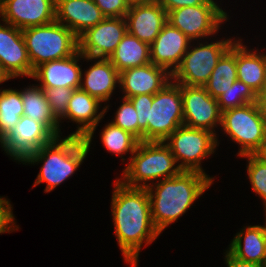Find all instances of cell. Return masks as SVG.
Wrapping results in <instances>:
<instances>
[{"instance_id": "30", "label": "cell", "mask_w": 266, "mask_h": 267, "mask_svg": "<svg viewBox=\"0 0 266 267\" xmlns=\"http://www.w3.org/2000/svg\"><path fill=\"white\" fill-rule=\"evenodd\" d=\"M102 130L100 136L103 147L110 153L121 155L123 162L125 160L123 155L130 152L129 154L132 156L140 142L134 135L114 125L112 122L105 125Z\"/></svg>"}, {"instance_id": "18", "label": "cell", "mask_w": 266, "mask_h": 267, "mask_svg": "<svg viewBox=\"0 0 266 267\" xmlns=\"http://www.w3.org/2000/svg\"><path fill=\"white\" fill-rule=\"evenodd\" d=\"M83 58L78 50L67 58L42 63L34 69L31 78L41 82L39 87L79 89L83 70L78 62Z\"/></svg>"}, {"instance_id": "3", "label": "cell", "mask_w": 266, "mask_h": 267, "mask_svg": "<svg viewBox=\"0 0 266 267\" xmlns=\"http://www.w3.org/2000/svg\"><path fill=\"white\" fill-rule=\"evenodd\" d=\"M129 160L123 170V178H118L128 187L148 188L150 181L154 184V180L158 182L157 179L171 178L182 172L164 141L139 142Z\"/></svg>"}, {"instance_id": "11", "label": "cell", "mask_w": 266, "mask_h": 267, "mask_svg": "<svg viewBox=\"0 0 266 267\" xmlns=\"http://www.w3.org/2000/svg\"><path fill=\"white\" fill-rule=\"evenodd\" d=\"M126 32L125 18H104L78 37L79 52L88 62L93 58L109 59Z\"/></svg>"}, {"instance_id": "24", "label": "cell", "mask_w": 266, "mask_h": 267, "mask_svg": "<svg viewBox=\"0 0 266 267\" xmlns=\"http://www.w3.org/2000/svg\"><path fill=\"white\" fill-rule=\"evenodd\" d=\"M242 40H236L237 79L259 94L266 81V53L251 51Z\"/></svg>"}, {"instance_id": "38", "label": "cell", "mask_w": 266, "mask_h": 267, "mask_svg": "<svg viewBox=\"0 0 266 267\" xmlns=\"http://www.w3.org/2000/svg\"><path fill=\"white\" fill-rule=\"evenodd\" d=\"M208 0H158V3L167 11L185 7V6H197L203 5Z\"/></svg>"}, {"instance_id": "7", "label": "cell", "mask_w": 266, "mask_h": 267, "mask_svg": "<svg viewBox=\"0 0 266 267\" xmlns=\"http://www.w3.org/2000/svg\"><path fill=\"white\" fill-rule=\"evenodd\" d=\"M182 125L181 84L171 80L149 102L148 141H164Z\"/></svg>"}, {"instance_id": "19", "label": "cell", "mask_w": 266, "mask_h": 267, "mask_svg": "<svg viewBox=\"0 0 266 267\" xmlns=\"http://www.w3.org/2000/svg\"><path fill=\"white\" fill-rule=\"evenodd\" d=\"M127 32L151 44L168 22L167 11L159 3L130 4L125 16Z\"/></svg>"}, {"instance_id": "17", "label": "cell", "mask_w": 266, "mask_h": 267, "mask_svg": "<svg viewBox=\"0 0 266 267\" xmlns=\"http://www.w3.org/2000/svg\"><path fill=\"white\" fill-rule=\"evenodd\" d=\"M172 80V75L163 67L152 62L120 72L119 86L123 98L141 94L154 95Z\"/></svg>"}, {"instance_id": "26", "label": "cell", "mask_w": 266, "mask_h": 267, "mask_svg": "<svg viewBox=\"0 0 266 267\" xmlns=\"http://www.w3.org/2000/svg\"><path fill=\"white\" fill-rule=\"evenodd\" d=\"M22 90L23 115L44 123L52 132L60 129V121L52 113L45 92L39 86Z\"/></svg>"}, {"instance_id": "32", "label": "cell", "mask_w": 266, "mask_h": 267, "mask_svg": "<svg viewBox=\"0 0 266 267\" xmlns=\"http://www.w3.org/2000/svg\"><path fill=\"white\" fill-rule=\"evenodd\" d=\"M247 158V173L253 192L258 194L263 200L266 212V163L259 159L255 154L241 156Z\"/></svg>"}, {"instance_id": "25", "label": "cell", "mask_w": 266, "mask_h": 267, "mask_svg": "<svg viewBox=\"0 0 266 267\" xmlns=\"http://www.w3.org/2000/svg\"><path fill=\"white\" fill-rule=\"evenodd\" d=\"M109 60L119 72L146 65L151 62L150 44L126 32Z\"/></svg>"}, {"instance_id": "29", "label": "cell", "mask_w": 266, "mask_h": 267, "mask_svg": "<svg viewBox=\"0 0 266 267\" xmlns=\"http://www.w3.org/2000/svg\"><path fill=\"white\" fill-rule=\"evenodd\" d=\"M23 116L22 90L0 89V139L14 128Z\"/></svg>"}, {"instance_id": "39", "label": "cell", "mask_w": 266, "mask_h": 267, "mask_svg": "<svg viewBox=\"0 0 266 267\" xmlns=\"http://www.w3.org/2000/svg\"><path fill=\"white\" fill-rule=\"evenodd\" d=\"M225 262L227 267H265L257 263L240 260L233 256L228 250L225 252Z\"/></svg>"}, {"instance_id": "23", "label": "cell", "mask_w": 266, "mask_h": 267, "mask_svg": "<svg viewBox=\"0 0 266 267\" xmlns=\"http://www.w3.org/2000/svg\"><path fill=\"white\" fill-rule=\"evenodd\" d=\"M100 106L101 102L97 98L80 88L75 89L69 100L66 114L62 118L78 123L77 130H88L94 135L100 120L104 118V114L109 109V105H107L98 113Z\"/></svg>"}, {"instance_id": "21", "label": "cell", "mask_w": 266, "mask_h": 267, "mask_svg": "<svg viewBox=\"0 0 266 267\" xmlns=\"http://www.w3.org/2000/svg\"><path fill=\"white\" fill-rule=\"evenodd\" d=\"M93 59L95 63L81 74L84 78H81L80 89L97 98L101 103L107 102L119 84L120 72L109 59Z\"/></svg>"}, {"instance_id": "41", "label": "cell", "mask_w": 266, "mask_h": 267, "mask_svg": "<svg viewBox=\"0 0 266 267\" xmlns=\"http://www.w3.org/2000/svg\"><path fill=\"white\" fill-rule=\"evenodd\" d=\"M255 155L266 163V140L261 145L260 149L255 153Z\"/></svg>"}, {"instance_id": "4", "label": "cell", "mask_w": 266, "mask_h": 267, "mask_svg": "<svg viewBox=\"0 0 266 267\" xmlns=\"http://www.w3.org/2000/svg\"><path fill=\"white\" fill-rule=\"evenodd\" d=\"M22 34L33 70L42 63L67 58L79 50L78 37L56 20L23 29Z\"/></svg>"}, {"instance_id": "16", "label": "cell", "mask_w": 266, "mask_h": 267, "mask_svg": "<svg viewBox=\"0 0 266 267\" xmlns=\"http://www.w3.org/2000/svg\"><path fill=\"white\" fill-rule=\"evenodd\" d=\"M191 42L178 28L167 22L150 44L151 62L165 68L172 75L180 66Z\"/></svg>"}, {"instance_id": "27", "label": "cell", "mask_w": 266, "mask_h": 267, "mask_svg": "<svg viewBox=\"0 0 266 267\" xmlns=\"http://www.w3.org/2000/svg\"><path fill=\"white\" fill-rule=\"evenodd\" d=\"M237 80L236 41L221 56L208 82L204 85L207 92L215 99L227 91Z\"/></svg>"}, {"instance_id": "33", "label": "cell", "mask_w": 266, "mask_h": 267, "mask_svg": "<svg viewBox=\"0 0 266 267\" xmlns=\"http://www.w3.org/2000/svg\"><path fill=\"white\" fill-rule=\"evenodd\" d=\"M122 104L115 113V118L111 121L114 125L131 133L139 140V125L137 112L132 102L122 97Z\"/></svg>"}, {"instance_id": "9", "label": "cell", "mask_w": 266, "mask_h": 267, "mask_svg": "<svg viewBox=\"0 0 266 267\" xmlns=\"http://www.w3.org/2000/svg\"><path fill=\"white\" fill-rule=\"evenodd\" d=\"M229 15L217 2L208 0L203 5L185 6L167 13L168 23L178 28L192 42L216 34Z\"/></svg>"}, {"instance_id": "44", "label": "cell", "mask_w": 266, "mask_h": 267, "mask_svg": "<svg viewBox=\"0 0 266 267\" xmlns=\"http://www.w3.org/2000/svg\"><path fill=\"white\" fill-rule=\"evenodd\" d=\"M257 98H266V81L263 90L259 94H257Z\"/></svg>"}, {"instance_id": "22", "label": "cell", "mask_w": 266, "mask_h": 267, "mask_svg": "<svg viewBox=\"0 0 266 267\" xmlns=\"http://www.w3.org/2000/svg\"><path fill=\"white\" fill-rule=\"evenodd\" d=\"M227 250L240 260L266 266V221L262 226L244 227L235 235Z\"/></svg>"}, {"instance_id": "43", "label": "cell", "mask_w": 266, "mask_h": 267, "mask_svg": "<svg viewBox=\"0 0 266 267\" xmlns=\"http://www.w3.org/2000/svg\"><path fill=\"white\" fill-rule=\"evenodd\" d=\"M130 3H158V0H130Z\"/></svg>"}, {"instance_id": "20", "label": "cell", "mask_w": 266, "mask_h": 267, "mask_svg": "<svg viewBox=\"0 0 266 267\" xmlns=\"http://www.w3.org/2000/svg\"><path fill=\"white\" fill-rule=\"evenodd\" d=\"M106 18L93 0H56L55 20L77 37Z\"/></svg>"}, {"instance_id": "1", "label": "cell", "mask_w": 266, "mask_h": 267, "mask_svg": "<svg viewBox=\"0 0 266 267\" xmlns=\"http://www.w3.org/2000/svg\"><path fill=\"white\" fill-rule=\"evenodd\" d=\"M111 199L117 243L125 262L137 267L143 243L149 245L160 235L151 218L147 188L128 187L117 179Z\"/></svg>"}, {"instance_id": "5", "label": "cell", "mask_w": 266, "mask_h": 267, "mask_svg": "<svg viewBox=\"0 0 266 267\" xmlns=\"http://www.w3.org/2000/svg\"><path fill=\"white\" fill-rule=\"evenodd\" d=\"M221 129L239 144L237 156L255 154L266 140V125L256 103L222 112Z\"/></svg>"}, {"instance_id": "42", "label": "cell", "mask_w": 266, "mask_h": 267, "mask_svg": "<svg viewBox=\"0 0 266 267\" xmlns=\"http://www.w3.org/2000/svg\"><path fill=\"white\" fill-rule=\"evenodd\" d=\"M9 79H13L10 74L4 69V67L0 64V84L8 81Z\"/></svg>"}, {"instance_id": "15", "label": "cell", "mask_w": 266, "mask_h": 267, "mask_svg": "<svg viewBox=\"0 0 266 267\" xmlns=\"http://www.w3.org/2000/svg\"><path fill=\"white\" fill-rule=\"evenodd\" d=\"M4 24V25H3ZM0 24V64L12 78L20 76L32 77L34 70L22 30L4 23Z\"/></svg>"}, {"instance_id": "31", "label": "cell", "mask_w": 266, "mask_h": 267, "mask_svg": "<svg viewBox=\"0 0 266 267\" xmlns=\"http://www.w3.org/2000/svg\"><path fill=\"white\" fill-rule=\"evenodd\" d=\"M257 94L252 88L238 79L232 86L217 98V103L221 112L256 103Z\"/></svg>"}, {"instance_id": "37", "label": "cell", "mask_w": 266, "mask_h": 267, "mask_svg": "<svg viewBox=\"0 0 266 267\" xmlns=\"http://www.w3.org/2000/svg\"><path fill=\"white\" fill-rule=\"evenodd\" d=\"M12 205L5 197H0V234L18 230L15 217L12 212Z\"/></svg>"}, {"instance_id": "28", "label": "cell", "mask_w": 266, "mask_h": 267, "mask_svg": "<svg viewBox=\"0 0 266 267\" xmlns=\"http://www.w3.org/2000/svg\"><path fill=\"white\" fill-rule=\"evenodd\" d=\"M61 129L51 133V143L67 158L80 166L86 158L93 135L88 130H77L61 139Z\"/></svg>"}, {"instance_id": "12", "label": "cell", "mask_w": 266, "mask_h": 267, "mask_svg": "<svg viewBox=\"0 0 266 267\" xmlns=\"http://www.w3.org/2000/svg\"><path fill=\"white\" fill-rule=\"evenodd\" d=\"M183 100V125L204 129L215 133V127L221 126L222 112L217 99L213 98L204 86L181 84Z\"/></svg>"}, {"instance_id": "40", "label": "cell", "mask_w": 266, "mask_h": 267, "mask_svg": "<svg viewBox=\"0 0 266 267\" xmlns=\"http://www.w3.org/2000/svg\"><path fill=\"white\" fill-rule=\"evenodd\" d=\"M256 105L258 107L260 116L266 125V98H257Z\"/></svg>"}, {"instance_id": "36", "label": "cell", "mask_w": 266, "mask_h": 267, "mask_svg": "<svg viewBox=\"0 0 266 267\" xmlns=\"http://www.w3.org/2000/svg\"><path fill=\"white\" fill-rule=\"evenodd\" d=\"M106 18H125L130 7V0H93Z\"/></svg>"}, {"instance_id": "13", "label": "cell", "mask_w": 266, "mask_h": 267, "mask_svg": "<svg viewBox=\"0 0 266 267\" xmlns=\"http://www.w3.org/2000/svg\"><path fill=\"white\" fill-rule=\"evenodd\" d=\"M56 0H0V17L21 30L55 21Z\"/></svg>"}, {"instance_id": "10", "label": "cell", "mask_w": 266, "mask_h": 267, "mask_svg": "<svg viewBox=\"0 0 266 267\" xmlns=\"http://www.w3.org/2000/svg\"><path fill=\"white\" fill-rule=\"evenodd\" d=\"M51 133L44 123L23 115L14 128L0 139V145L12 159L23 163L39 148L51 143Z\"/></svg>"}, {"instance_id": "14", "label": "cell", "mask_w": 266, "mask_h": 267, "mask_svg": "<svg viewBox=\"0 0 266 267\" xmlns=\"http://www.w3.org/2000/svg\"><path fill=\"white\" fill-rule=\"evenodd\" d=\"M39 162L43 165L33 187L45 182L47 183L44 189L46 193L53 191L79 168L71 159L60 153L52 143L39 148L23 164H38Z\"/></svg>"}, {"instance_id": "34", "label": "cell", "mask_w": 266, "mask_h": 267, "mask_svg": "<svg viewBox=\"0 0 266 267\" xmlns=\"http://www.w3.org/2000/svg\"><path fill=\"white\" fill-rule=\"evenodd\" d=\"M45 92L48 103L50 104L52 113L59 120L66 114L67 106L75 89L67 87H40Z\"/></svg>"}, {"instance_id": "6", "label": "cell", "mask_w": 266, "mask_h": 267, "mask_svg": "<svg viewBox=\"0 0 266 267\" xmlns=\"http://www.w3.org/2000/svg\"><path fill=\"white\" fill-rule=\"evenodd\" d=\"M217 138L210 131L182 125L165 139L164 143L169 147L182 171L206 174L201 166V160L214 154L219 145Z\"/></svg>"}, {"instance_id": "8", "label": "cell", "mask_w": 266, "mask_h": 267, "mask_svg": "<svg viewBox=\"0 0 266 267\" xmlns=\"http://www.w3.org/2000/svg\"><path fill=\"white\" fill-rule=\"evenodd\" d=\"M235 40L229 38L206 44L201 42L195 47L189 45L180 66L172 74V81L187 86H204L221 56Z\"/></svg>"}, {"instance_id": "2", "label": "cell", "mask_w": 266, "mask_h": 267, "mask_svg": "<svg viewBox=\"0 0 266 267\" xmlns=\"http://www.w3.org/2000/svg\"><path fill=\"white\" fill-rule=\"evenodd\" d=\"M214 178L197 171H182L147 188L151 218L160 234L186 213L194 201L208 190Z\"/></svg>"}, {"instance_id": "35", "label": "cell", "mask_w": 266, "mask_h": 267, "mask_svg": "<svg viewBox=\"0 0 266 267\" xmlns=\"http://www.w3.org/2000/svg\"><path fill=\"white\" fill-rule=\"evenodd\" d=\"M138 116L139 125V141H148V113H149V102H153V95L141 94L128 98Z\"/></svg>"}]
</instances>
